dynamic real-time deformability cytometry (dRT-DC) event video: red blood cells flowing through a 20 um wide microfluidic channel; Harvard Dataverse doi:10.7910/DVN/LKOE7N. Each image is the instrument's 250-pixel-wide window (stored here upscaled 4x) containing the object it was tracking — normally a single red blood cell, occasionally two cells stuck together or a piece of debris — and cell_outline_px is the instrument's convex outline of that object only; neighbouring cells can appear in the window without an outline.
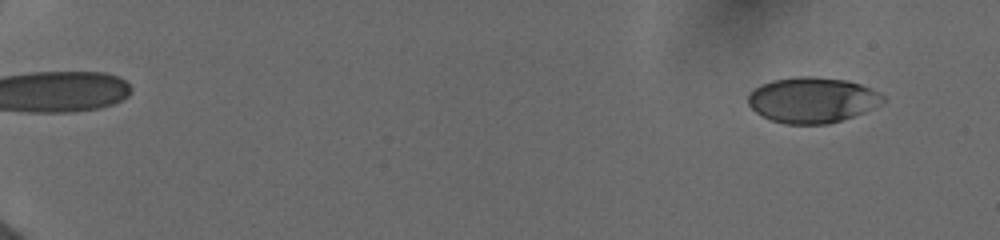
{"species": "human", "species_latin": "Homo sapiens", "temperature_condition": "cold", "stored_images_in_passage": 50, "camera_frame_rate_fps": 3000, "um_per_image_px": 0.085, "donor": {"sex": "female"}, "frame": {"image": 1, "passage_image": 5, "time_ms": 1.333, "image_size_px": [1000, 240], "cell_outline_px": [[884, 100], [880, 104], [864, 112], [828, 124], [784, 124], [772, 120], [756, 112], [748, 104], [748, 96], [760, 84], [772, 80], [800, 76], [812, 76], [848, 80], [872, 88], [884, 96]], "centroid_in_image_um": [69.05, 8.49], "position_along_channel_um": 16.0, "area_um2": 35.66}}
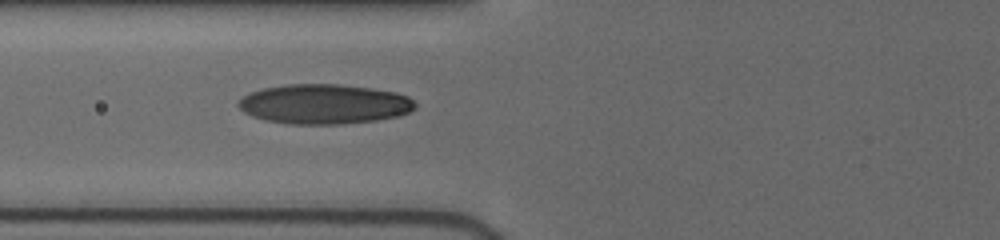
{"frame": {"image": 2, "passage_image": 39, "time_ms": 8.0, "image_size_px": [1000, 240], "cell_outline_px": [[416, 108], [400, 116], [376, 120], [340, 124], [288, 124], [264, 120], [252, 116], [244, 112], [236, 104], [244, 96], [252, 92], [264, 88], [288, 84], [336, 84], [368, 88], [392, 92], [408, 96], [416, 104]], "centroid_in_image_um": [27.54, 8.86], "position_along_channel_um": 98.3, "area_um2": 40.75}}
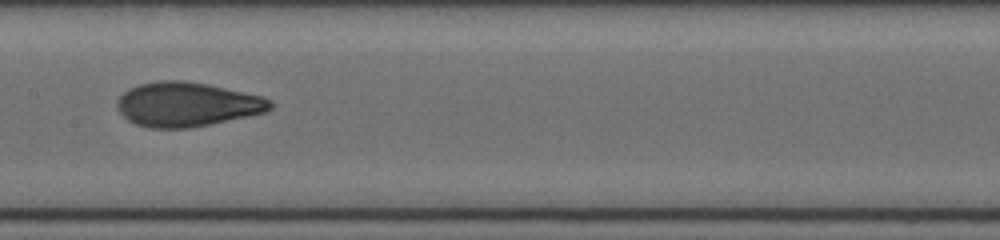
{"frame": {"image": 3, "passage_image": 49, "time_ms": 10.333, "image_size_px": [1000, 240], "cell_outline_px": [[272, 108], [268, 112], [212, 124], [188, 128], [148, 128], [136, 124], [128, 120], [116, 108], [116, 100], [128, 88], [140, 84], [160, 80], [184, 80], [208, 84], [264, 96], [272, 100]], "centroid_in_image_um": [15.92, 8.87], "position_along_channel_um": 191.5, "area_um2": 40.0}}